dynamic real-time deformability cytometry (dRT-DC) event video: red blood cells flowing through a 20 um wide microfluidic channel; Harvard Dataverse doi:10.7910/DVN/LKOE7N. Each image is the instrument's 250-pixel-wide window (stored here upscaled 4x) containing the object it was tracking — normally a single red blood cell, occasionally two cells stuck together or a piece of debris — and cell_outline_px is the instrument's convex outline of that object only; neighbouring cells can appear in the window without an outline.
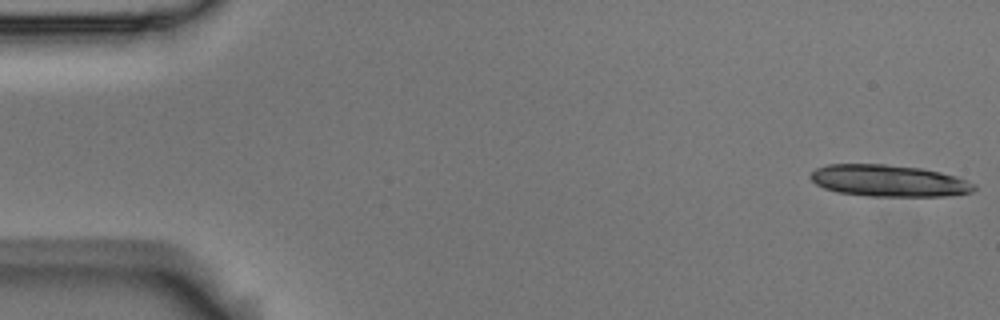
{"species": "Egyptian fruit bat (a non-hibernating species)", "species_latin": "Rousettus aegyptiacus", "temperature_condition": "room temperature", "stored_images_in_passage": 6, "camera_frame_rate_fps": 3000, "um_per_image_px": 0.085, "animal": {"sex": "male"}, "frame": {"image": 1, "passage_image": 1, "time_ms": 0.0, "image_size_px": [1000, 320], "cell_outline_px": [[976, 188], [972, 192], [944, 196], [868, 196], [840, 192], [824, 188], [816, 184], [808, 176], [816, 168], [828, 164], [884, 164], [920, 168], [940, 172], [956, 176], [976, 184]], "centroid_in_image_um": [75.54, 15.36], "position_along_channel_um": 9.5, "area_um2": 30.17}}
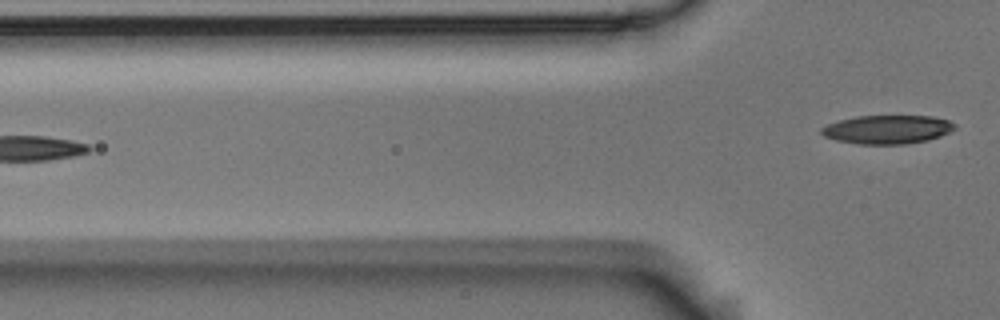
{"frame": {"image": 2, "passage_image": 6, "time_ms": 1.667, "image_size_px": [1000, 320], "cell_outline_px": [[956, 128], [940, 136], [928, 140], [904, 144], [860, 144], [836, 140], [824, 136], [820, 132], [820, 128], [828, 124], [840, 120], [856, 116], [932, 116], [948, 120], [956, 124]], "centroid_in_image_um": [75.42, 11.0], "position_along_channel_um": 50.4, "area_um2": 22.2}}